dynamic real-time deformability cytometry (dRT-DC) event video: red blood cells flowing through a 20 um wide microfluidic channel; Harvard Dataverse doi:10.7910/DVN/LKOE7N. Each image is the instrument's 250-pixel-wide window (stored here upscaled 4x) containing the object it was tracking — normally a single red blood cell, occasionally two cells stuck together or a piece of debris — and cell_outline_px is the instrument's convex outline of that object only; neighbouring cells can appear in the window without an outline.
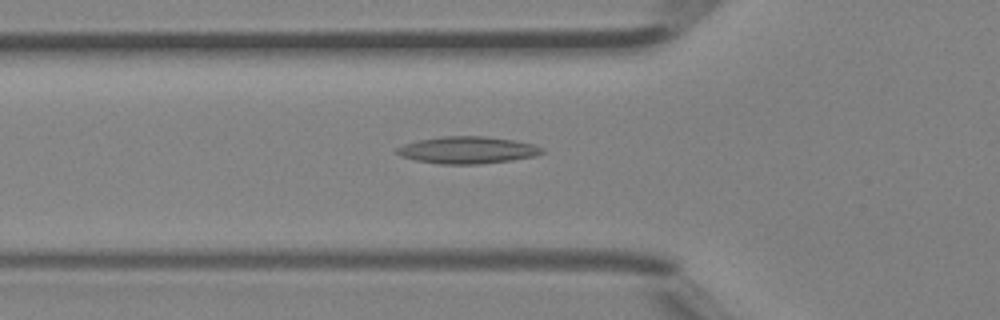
{"species": "Egyptian fruit bat (a non-hibernating species)", "species_latin": "Rousettus aegyptiacus", "temperature_condition": "room temperature", "stored_images_in_passage": 44, "camera_frame_rate_fps": 3000, "um_per_image_px": 0.085, "animal": {"sex": "female"}, "frame": {"image": 1, "passage_image": 15, "time_ms": 4.667, "image_size_px": [1000, 320], "cell_outline_px": [[544, 152], [536, 156], [512, 160], [480, 164], [440, 164], [416, 160], [400, 156], [396, 152], [396, 148], [404, 144], [416, 140], [440, 136], [484, 136], [516, 140], [532, 144], [544, 148]], "centroid_in_image_um": [39.74, 12.75], "position_along_channel_um": 86.1, "area_um2": 23.06}}
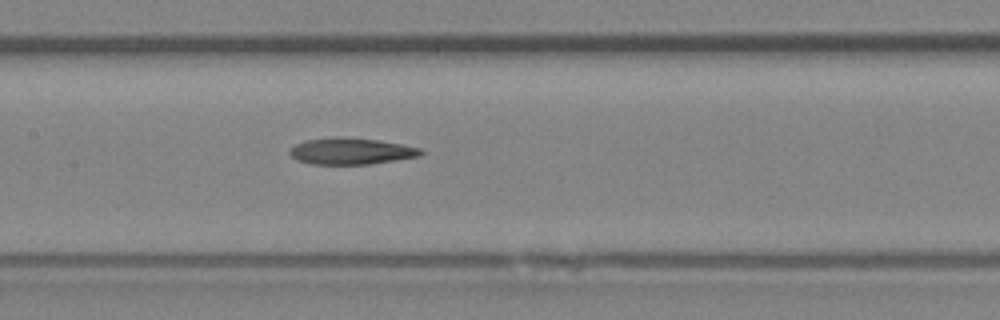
{"frame": {"image": 2, "passage_image": 21, "time_ms": 6.667, "image_size_px": [1000, 320], "cell_outline_px": [[424, 152], [420, 156], [368, 164], [312, 164], [296, 160], [288, 152], [296, 144], [308, 140], [376, 140], [400, 144], [420, 148]], "centroid_in_image_um": [29.87, 12.91], "position_along_channel_um": 177.5, "area_um2": 18.96}}
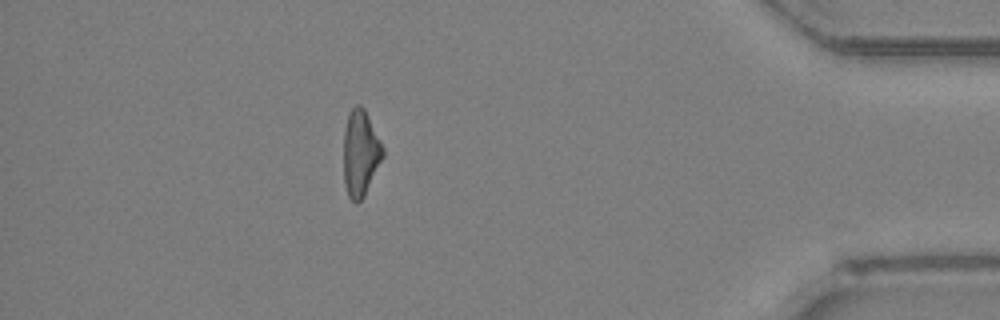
{"frame": {"image": 3, "passage_image": 39, "time_ms": 12.667, "image_size_px": [1000, 320], "cell_outline_px": [[384, 156], [364, 196], [356, 204], [348, 196], [344, 184], [344, 132], [348, 112], [356, 104], [360, 104], [364, 108], [384, 148]], "centroid_in_image_um": [30.64, 13.01], "position_along_channel_um": 404.6, "area_um2": 19.71}}